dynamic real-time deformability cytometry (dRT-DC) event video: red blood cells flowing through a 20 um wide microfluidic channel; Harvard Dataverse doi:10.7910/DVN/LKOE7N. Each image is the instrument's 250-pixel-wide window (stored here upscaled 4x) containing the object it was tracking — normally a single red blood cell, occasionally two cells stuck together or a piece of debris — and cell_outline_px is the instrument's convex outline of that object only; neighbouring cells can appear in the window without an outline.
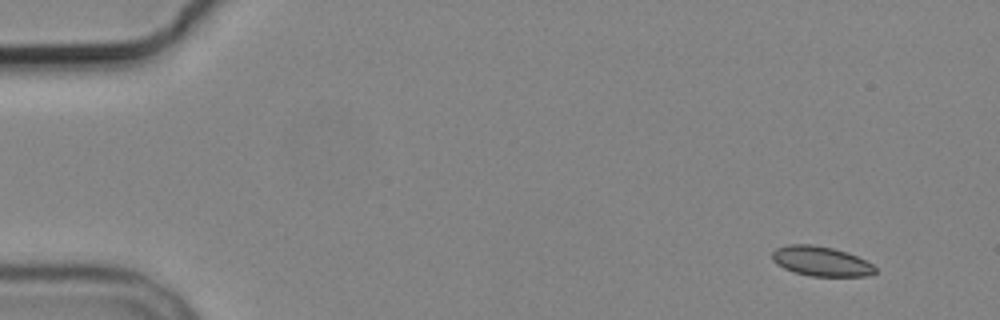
{"species": "common noctule bat (a hibernating species)", "species_latin": "Nyctalus noctula", "temperature_condition": "cold", "stored_images_in_passage": 5, "camera_frame_rate_fps": 3000, "um_per_image_px": 0.085, "animal": {"sex": "male", "body_mass_g": 19.2, "forearm_length_mm": 51.8}, "frame": {"image": 1, "passage_image": 2, "time_ms": 1.333, "image_size_px": [1000, 320], "cell_outline_px": [[876, 272], [868, 276], [812, 276], [796, 272], [784, 268], [776, 264], [772, 260], [772, 252], [776, 248], [788, 244], [812, 244], [832, 248], [848, 252], [872, 264], [876, 268]], "centroid_in_image_um": [69.77, 22.2], "position_along_channel_um": 15.2, "area_um2": 17.8}}
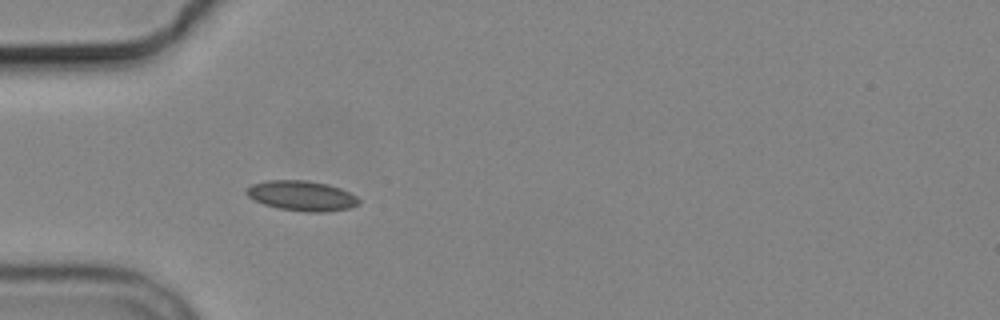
{"frame": {"image": 2, "passage_image": 5, "time_ms": 5.667, "image_size_px": [1000, 320], "cell_outline_px": [[360, 204], [348, 208], [324, 212], [304, 212], [276, 208], [264, 204], [248, 196], [244, 192], [252, 184], [268, 180], [304, 180], [328, 184], [340, 188], [356, 196], [360, 200]], "centroid_in_image_um": [25.65, 16.64], "position_along_channel_um": 59.3, "area_um2": 19.65}}